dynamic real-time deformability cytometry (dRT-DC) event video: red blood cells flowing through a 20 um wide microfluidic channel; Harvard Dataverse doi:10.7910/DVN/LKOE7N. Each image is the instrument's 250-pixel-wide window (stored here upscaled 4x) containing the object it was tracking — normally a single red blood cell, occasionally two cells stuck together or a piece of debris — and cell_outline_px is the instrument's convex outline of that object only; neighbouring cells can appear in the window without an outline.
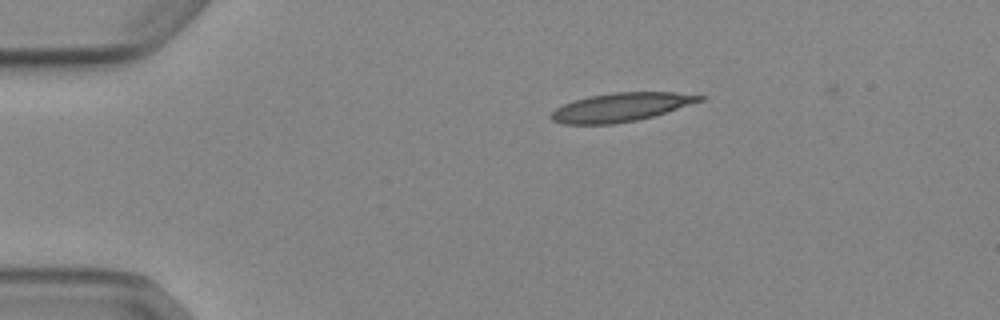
{"species": "Egyptian fruit bat (a non-hibernating species)", "species_latin": "Rousettus aegyptiacus", "temperature_condition": "cold", "stored_images_in_passage": 4, "camera_frame_rate_fps": 3000, "um_per_image_px": 0.085, "animal": {"sex": "female"}, "frame": {"image": 1, "passage_image": 2, "time_ms": 2.0, "image_size_px": [1000, 320], "cell_outline_px": [[708, 96], [704, 100], [652, 116], [636, 120], [612, 124], [564, 124], [552, 120], [548, 116], [556, 108], [564, 104], [588, 96], [612, 92], [676, 92]], "centroid_in_image_um": [52.78, 9.1], "position_along_channel_um": 32.2, "area_um2": 24.68}}
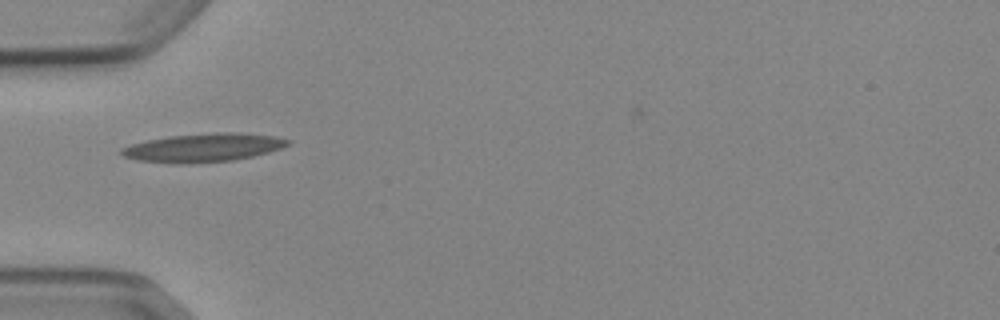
{"frame": {"image": 2, "passage_image": 4, "time_ms": 4.333, "image_size_px": [1000, 320], "cell_outline_px": [[292, 140], [288, 144], [280, 148], [268, 152], [252, 156], [232, 160], [188, 164], [172, 164], [136, 160], [124, 156], [120, 152], [120, 148], [132, 144], [148, 140], [168, 136], [216, 132], [236, 132], [276, 136]], "centroid_in_image_um": [17.26, 12.55], "position_along_channel_um": 67.7, "area_um2": 27.69}}